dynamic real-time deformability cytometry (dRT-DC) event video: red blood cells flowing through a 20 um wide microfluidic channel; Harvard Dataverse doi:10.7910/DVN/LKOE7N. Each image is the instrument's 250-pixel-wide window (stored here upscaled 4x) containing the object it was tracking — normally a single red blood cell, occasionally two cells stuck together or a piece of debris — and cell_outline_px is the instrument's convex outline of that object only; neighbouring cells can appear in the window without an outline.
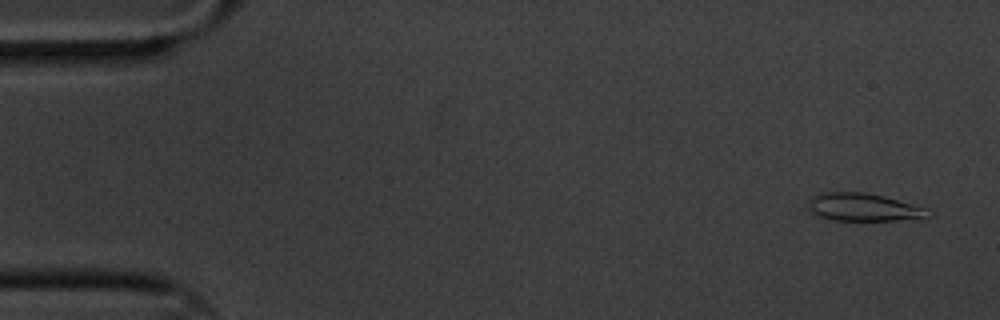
{"species": "common noctule bat (a hibernating species)", "species_latin": "Nyctalus noctula", "temperature_condition": "cold", "stored_images_in_passage": 4, "camera_frame_rate_fps": 3000, "um_per_image_px": 0.085, "animal": {"sex": "male", "body_mass_g": 20.1, "forearm_length_mm": 53.5}, "frame": {"image": 1, "passage_image": 1, "time_ms": 0.0, "image_size_px": [1000, 320], "cell_outline_px": [[932, 216], [924, 220], [832, 220], [816, 216], [808, 212], [808, 200], [812, 196], [824, 192], [864, 192], [884, 196], [924, 208]], "centroid_in_image_um": [73.37, 17.63], "position_along_channel_um": 11.6, "area_um2": 19.71}}